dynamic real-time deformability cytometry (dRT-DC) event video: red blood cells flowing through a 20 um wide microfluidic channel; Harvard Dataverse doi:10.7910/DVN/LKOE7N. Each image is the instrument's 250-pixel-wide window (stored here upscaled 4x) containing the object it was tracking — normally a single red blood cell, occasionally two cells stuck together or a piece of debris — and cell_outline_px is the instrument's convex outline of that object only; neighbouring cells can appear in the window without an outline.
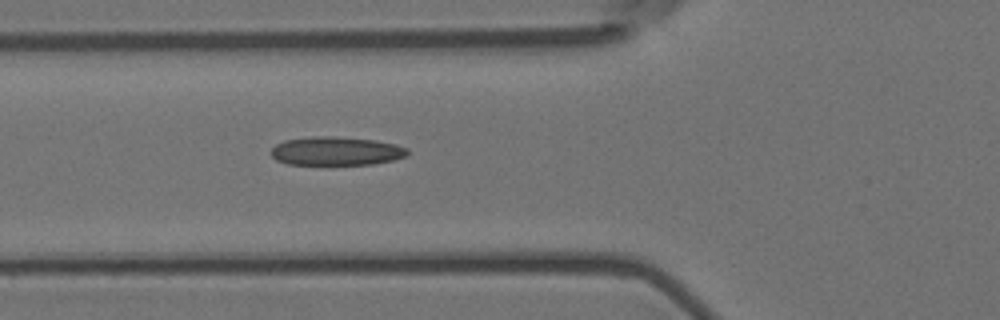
{"species": "Egyptian fruit bat (a non-hibernating species)", "species_latin": "Rousettus aegyptiacus", "temperature_condition": "room temperature", "stored_images_in_passage": 4, "camera_frame_rate_fps": 3000, "um_per_image_px": 0.085, "animal": {"sex": "female"}, "frame": {"image": 1, "passage_image": 4, "time_ms": 1.0, "image_size_px": [1000, 320], "cell_outline_px": [[408, 156], [392, 160], [372, 164], [288, 164], [276, 160], [272, 156], [272, 148], [276, 144], [284, 140], [312, 136], [332, 136], [376, 140], [396, 144], [408, 148]], "centroid_in_image_um": [28.59, 12.83], "position_along_channel_um": 97.2, "area_um2": 22.77}}